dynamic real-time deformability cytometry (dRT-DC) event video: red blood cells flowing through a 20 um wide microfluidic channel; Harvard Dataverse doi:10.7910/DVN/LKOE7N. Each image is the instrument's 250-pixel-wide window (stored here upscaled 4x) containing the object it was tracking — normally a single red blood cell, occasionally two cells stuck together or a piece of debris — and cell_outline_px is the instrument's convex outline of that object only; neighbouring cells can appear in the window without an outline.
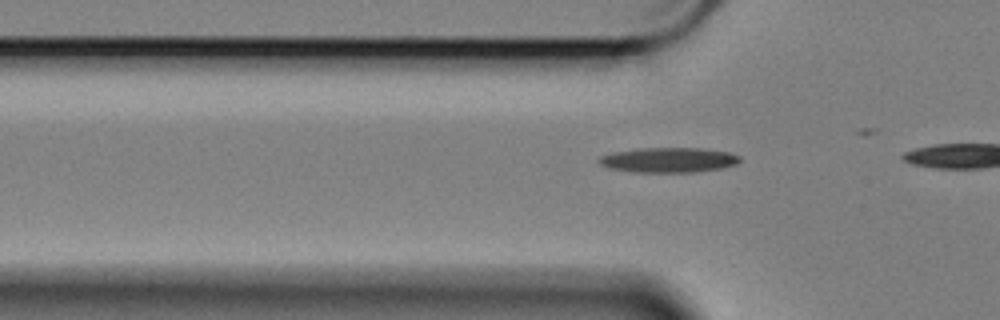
{"species": "Egyptian fruit bat (a non-hibernating species)", "species_latin": "Rousettus aegyptiacus", "temperature_condition": "cold", "stored_images_in_passage": 18, "camera_frame_rate_fps": 3000, "um_per_image_px": 0.085, "animal": {"sex": "female"}, "frame": {"image": 1, "passage_image": 12, "time_ms": 3.667, "image_size_px": [1000, 320], "cell_outline_px": [[740, 160], [736, 164], [720, 168], [692, 172], [636, 172], [608, 168], [600, 164], [596, 160], [600, 156], [612, 152], [636, 148], [700, 148], [728, 152], [740, 156]], "centroid_in_image_um": [56.77, 13.59], "position_along_channel_um": 69.0, "area_um2": 20.46}}
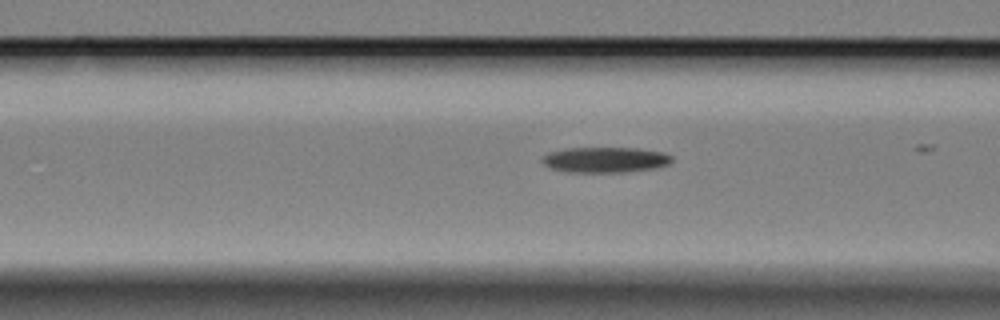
{"frame": {"image": 2, "passage_image": 16, "time_ms": 5.0, "image_size_px": [1000, 320], "cell_outline_px": [[672, 160], [668, 164], [652, 168], [624, 172], [564, 172], [552, 168], [544, 164], [540, 160], [548, 152], [568, 148], [636, 148], [664, 152], [672, 156]], "centroid_in_image_um": [51.41, 13.58], "position_along_channel_um": 115.2, "area_um2": 19.19}}